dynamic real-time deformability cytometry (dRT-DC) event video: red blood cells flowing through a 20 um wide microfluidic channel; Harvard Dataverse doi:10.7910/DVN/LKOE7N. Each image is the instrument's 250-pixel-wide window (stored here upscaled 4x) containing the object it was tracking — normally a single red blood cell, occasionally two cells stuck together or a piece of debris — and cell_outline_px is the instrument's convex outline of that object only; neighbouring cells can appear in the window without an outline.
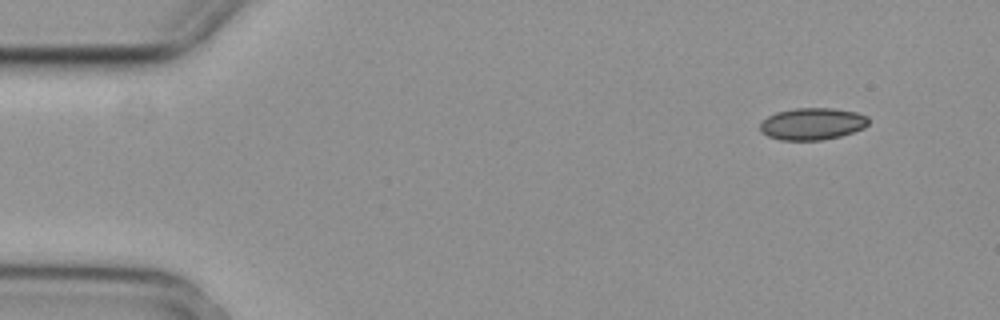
{"species": "common noctule bat (a hibernating species)", "species_latin": "Nyctalus noctula", "temperature_condition": "cold", "stored_images_in_passage": 5, "segment_of_instrument_passage": [1, 2], "camera_frame_rate_fps": 3000, "um_per_image_px": 0.085, "animal": {"sex": "female", "body_mass_g": 29.2, "forearm_length_mm": 56.3}, "frame": {"image": 1, "passage_image": 1, "time_ms": 0.0, "image_size_px": [1000, 320], "cell_outline_px": [[868, 124], [864, 128], [840, 136], [820, 140], [780, 140], [768, 136], [760, 132], [760, 124], [768, 116], [776, 112], [796, 108], [832, 108], [856, 112], [868, 116]], "centroid_in_image_um": [69.04, 10.52], "position_along_channel_um": 16.0, "area_um2": 20.17}}
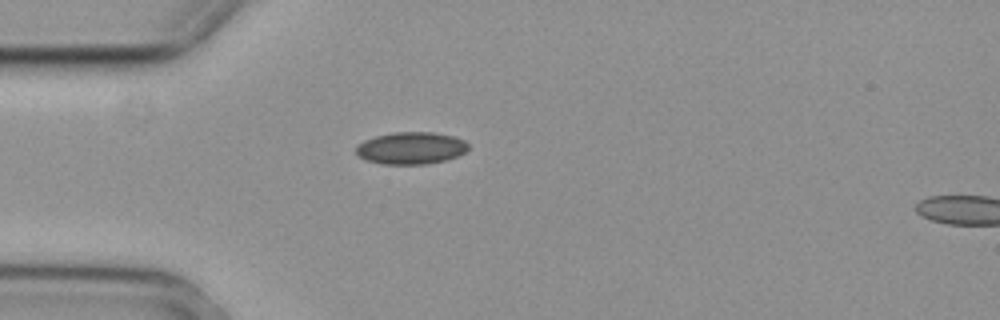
{"frame": {"image": 2, "passage_image": 4, "time_ms": 1.0, "image_size_px": [1000, 320], "cell_outline_px": [[468, 148], [464, 152], [456, 156], [444, 160], [424, 164], [384, 164], [364, 160], [356, 152], [356, 144], [364, 140], [376, 136], [392, 132], [432, 132], [452, 136], [464, 140], [468, 144]], "centroid_in_image_um": [34.89, 12.58], "position_along_channel_um": 50.1, "area_um2": 20.92}}